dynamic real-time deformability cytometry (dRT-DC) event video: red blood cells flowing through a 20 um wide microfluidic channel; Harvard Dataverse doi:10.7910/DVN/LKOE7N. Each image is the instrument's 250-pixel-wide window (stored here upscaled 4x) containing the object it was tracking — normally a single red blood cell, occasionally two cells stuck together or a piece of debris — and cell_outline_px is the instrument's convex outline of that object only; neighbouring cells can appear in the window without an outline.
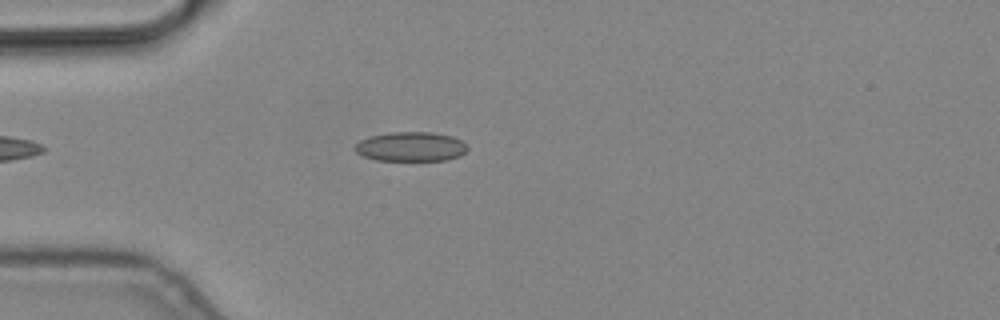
{"species": "common noctule bat (a hibernating species)", "species_latin": "Nyctalus noctula", "temperature_condition": "cold", "stored_images_in_passage": 4, "camera_frame_rate_fps": 3000, "um_per_image_px": 0.085, "animal": {"sex": "male", "body_mass_g": 19.2, "forearm_length_mm": 51.8}, "frame": {"image": 1, "passage_image": 4, "time_ms": 1.0, "image_size_px": [1000, 320], "cell_outline_px": [[468, 148], [460, 156], [444, 160], [376, 160], [364, 156], [356, 152], [352, 148], [360, 140], [372, 136], [392, 132], [432, 132], [452, 136], [468, 144]], "centroid_in_image_um": [34.93, 12.46], "position_along_channel_um": 50.1, "area_um2": 19.25}}